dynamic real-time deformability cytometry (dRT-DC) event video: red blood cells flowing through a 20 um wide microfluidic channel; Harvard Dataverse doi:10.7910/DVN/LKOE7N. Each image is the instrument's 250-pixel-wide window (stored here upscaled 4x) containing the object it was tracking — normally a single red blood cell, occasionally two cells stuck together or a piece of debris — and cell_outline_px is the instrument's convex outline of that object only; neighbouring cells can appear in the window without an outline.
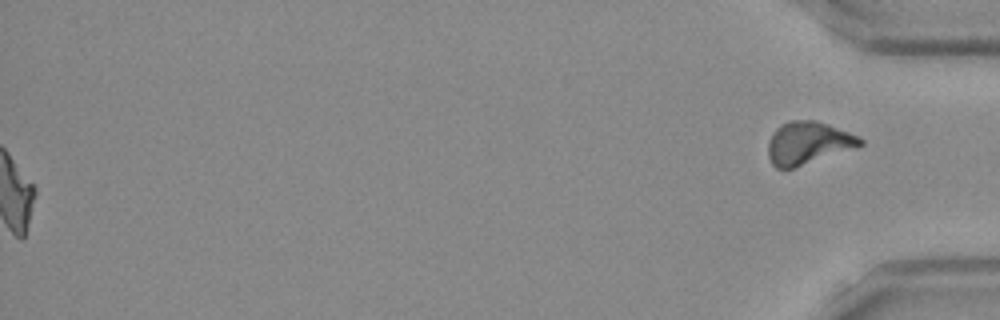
{"species": "Egyptian fruit bat (a non-hibernating species)", "species_latin": "Rousettus aegyptiacus", "temperature_condition": "room temperature", "stored_images_in_passage": 50, "segment_of_instrument_passage": [2, 2], "camera_frame_rate_fps": 3000, "um_per_image_px": 0.085, "frame": {"image": 1, "passage_image": 50, "time_ms": 16.333, "image_size_px": [1000, 320], "cell_outline_px": [[864, 144], [792, 168], [776, 168], [772, 164], [768, 156], [768, 140], [772, 132], [780, 124], [792, 120], [816, 120], [828, 124], [848, 132], [864, 140]], "centroid_in_image_um": [68.62, 12.13], "position_along_channel_um": 366.6, "area_um2": 22.48}}